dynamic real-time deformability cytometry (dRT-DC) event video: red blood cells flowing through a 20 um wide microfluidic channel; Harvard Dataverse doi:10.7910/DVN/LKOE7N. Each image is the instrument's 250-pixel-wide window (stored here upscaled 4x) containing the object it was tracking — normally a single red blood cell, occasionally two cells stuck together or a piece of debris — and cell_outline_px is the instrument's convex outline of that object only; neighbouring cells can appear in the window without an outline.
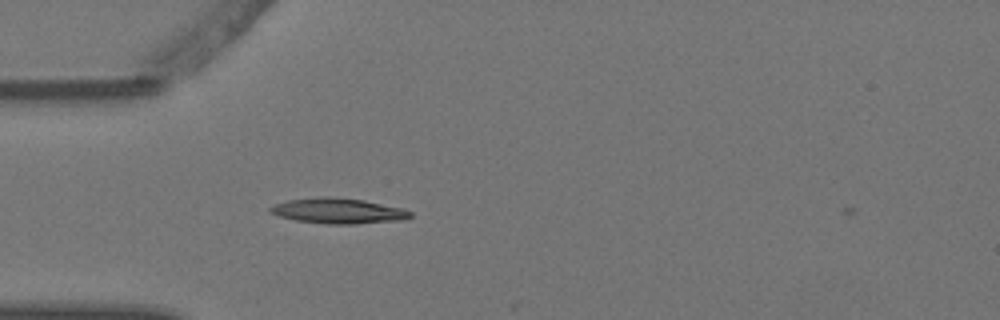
{"species": "Egyptian fruit bat (a non-hibernating species)", "species_latin": "Rousettus aegyptiacus", "temperature_condition": "warm", "stored_images_in_passage": 1, "camera_frame_rate_fps": 3000, "um_per_image_px": 0.085, "animal": {"sex": "female"}, "frame": {"image": 1, "passage_image": 1, "time_ms": 0.0, "image_size_px": [1000, 320], "cell_outline_px": [[412, 216], [404, 220], [356, 224], [328, 224], [296, 220], [280, 216], [268, 212], [268, 208], [276, 204], [288, 200], [320, 196], [332, 196], [364, 200], [404, 208], [412, 212]], "centroid_in_image_um": [28.78, 17.92], "position_along_channel_um": 56.2, "area_um2": 20.92}}